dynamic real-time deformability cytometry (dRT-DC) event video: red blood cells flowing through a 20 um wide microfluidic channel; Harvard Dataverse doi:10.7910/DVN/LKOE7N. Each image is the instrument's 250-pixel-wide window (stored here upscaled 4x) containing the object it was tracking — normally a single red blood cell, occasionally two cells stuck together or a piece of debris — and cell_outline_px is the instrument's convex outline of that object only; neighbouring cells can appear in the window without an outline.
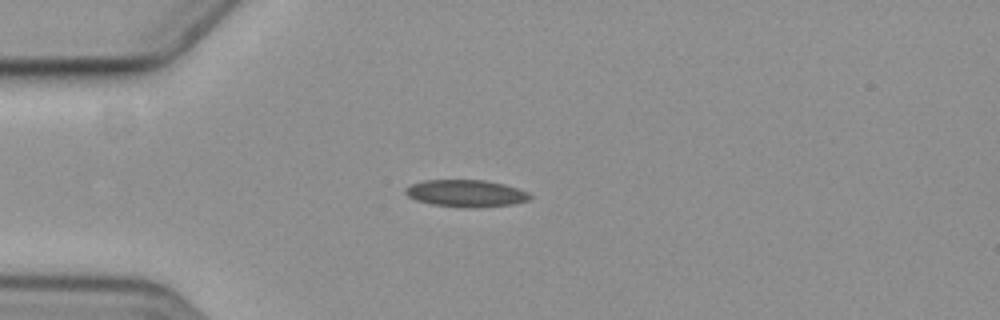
{"species": "common noctule bat (a hibernating species)", "species_latin": "Nyctalus noctula", "temperature_condition": "cold", "stored_images_in_passage": 3, "camera_frame_rate_fps": 3000, "um_per_image_px": 0.085, "animal": {"sex": "female", "body_mass_g": 19.3, "forearm_length_mm": 54.1}, "frame": {"image": 1, "passage_image": 3, "time_ms": 2.333, "image_size_px": [1000, 320], "cell_outline_px": [[532, 196], [528, 200], [516, 204], [476, 208], [460, 208], [432, 204], [416, 200], [408, 196], [404, 192], [404, 188], [412, 184], [424, 180], [484, 180], [504, 184], [528, 192]], "centroid_in_image_um": [39.61, 16.45], "position_along_channel_um": 45.4, "area_um2": 19.83}}